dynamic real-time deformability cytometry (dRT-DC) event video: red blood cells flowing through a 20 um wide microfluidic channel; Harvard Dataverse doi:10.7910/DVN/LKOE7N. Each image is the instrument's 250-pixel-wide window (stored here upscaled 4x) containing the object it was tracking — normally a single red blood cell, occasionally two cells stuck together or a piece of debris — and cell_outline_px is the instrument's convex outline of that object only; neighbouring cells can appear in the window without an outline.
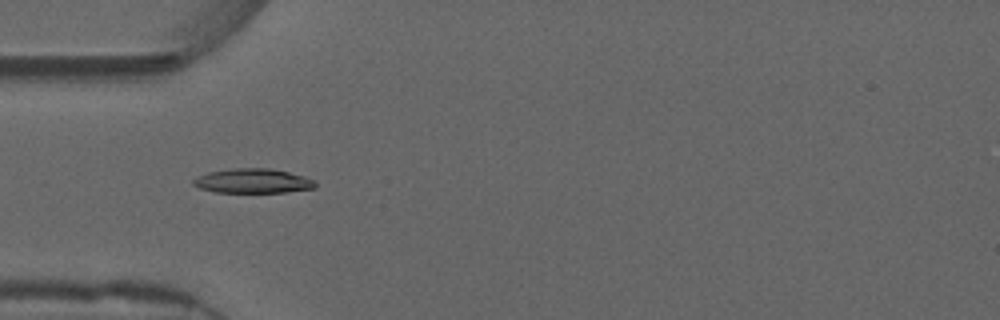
{"species": "common noctule bat (a hibernating species)", "species_latin": "Nyctalus noctula", "temperature_condition": "warm", "stored_images_in_passage": 55, "camera_frame_rate_fps": 3000, "um_per_image_px": 0.085, "animal": {"sex": "male", "forearm_length_mm": 52.5}, "frame": {"image": 1, "passage_image": 17, "time_ms": 5.333, "image_size_px": [1000, 320], "cell_outline_px": [[316, 188], [288, 192], [216, 192], [200, 188], [192, 184], [192, 180], [196, 176], [208, 172], [232, 168], [268, 168], [288, 172], [304, 176], [316, 180]], "centroid_in_image_um": [21.5, 15.38], "position_along_channel_um": 63.5, "area_um2": 17.51}}
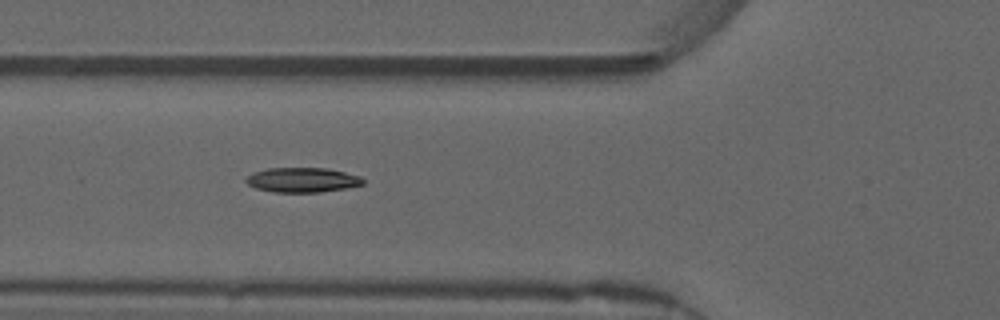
{"frame": {"image": 2, "passage_image": 20, "time_ms": 6.333, "image_size_px": [1000, 320], "cell_outline_px": [[364, 184], [348, 188], [320, 192], [272, 192], [256, 188], [248, 184], [244, 180], [252, 172], [268, 168], [328, 168], [360, 176], [364, 180]], "centroid_in_image_um": [25.7, 15.29], "position_along_channel_um": 100.1, "area_um2": 16.94}}
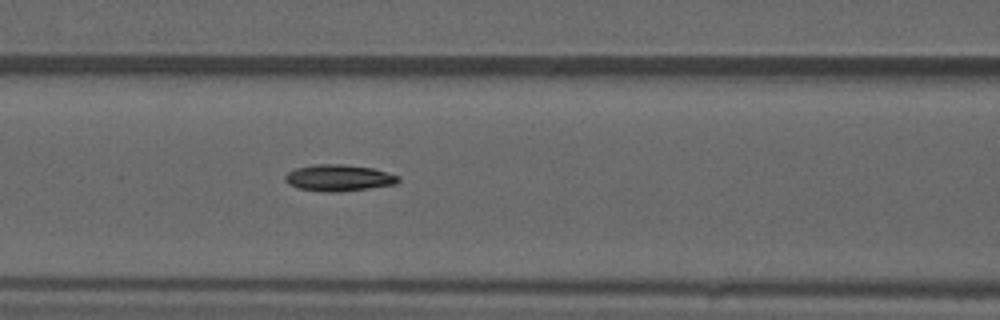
{"frame": {"image": 3, "passage_image": 23, "time_ms": 7.333, "image_size_px": [1000, 320], "cell_outline_px": [[400, 180], [396, 184], [368, 188], [336, 192], [324, 192], [300, 188], [288, 184], [284, 180], [284, 176], [288, 172], [296, 168], [316, 164], [344, 164], [372, 168], [400, 176]], "centroid_in_image_um": [28.78, 15.11], "position_along_channel_um": 137.8, "area_um2": 17.4}}